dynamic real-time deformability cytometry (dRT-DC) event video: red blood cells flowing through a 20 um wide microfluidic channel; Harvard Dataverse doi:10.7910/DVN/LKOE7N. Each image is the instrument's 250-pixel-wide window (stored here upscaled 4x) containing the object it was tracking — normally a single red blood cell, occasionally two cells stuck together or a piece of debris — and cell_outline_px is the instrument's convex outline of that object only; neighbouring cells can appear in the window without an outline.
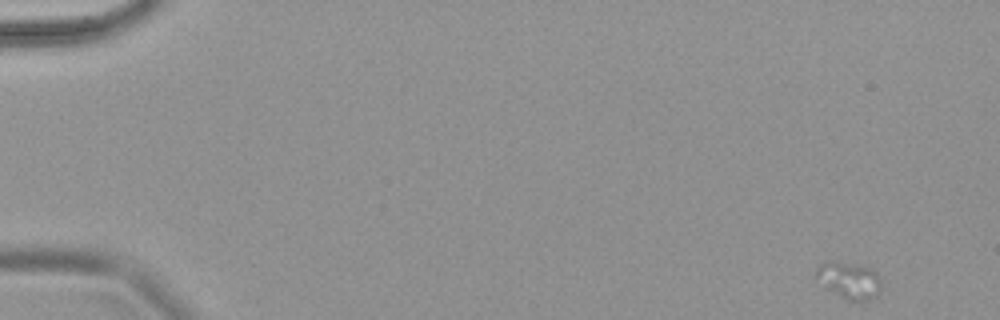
{"species": "common noctule bat (a hibernating species)", "species_latin": "Nyctalus noctula", "temperature_condition": "warm", "stored_images_in_passage": 25, "camera_frame_rate_fps": 3000, "um_per_image_px": 0.085, "animal": {"sex": "female", "body_mass_g": 18.4}, "frame": {"image": 1, "passage_image": 1, "time_ms": 0.0, "image_size_px": [1000, 320], "cell_outline_px": [[880, 292], [872, 300], [856, 304], [824, 288], [812, 276], [816, 268], [824, 260], [832, 260], [864, 264], [872, 268], [876, 272], [880, 280]], "centroid_in_image_um": [72.13, 23.82], "position_along_channel_um": 12.9, "area_um2": 15.03}}